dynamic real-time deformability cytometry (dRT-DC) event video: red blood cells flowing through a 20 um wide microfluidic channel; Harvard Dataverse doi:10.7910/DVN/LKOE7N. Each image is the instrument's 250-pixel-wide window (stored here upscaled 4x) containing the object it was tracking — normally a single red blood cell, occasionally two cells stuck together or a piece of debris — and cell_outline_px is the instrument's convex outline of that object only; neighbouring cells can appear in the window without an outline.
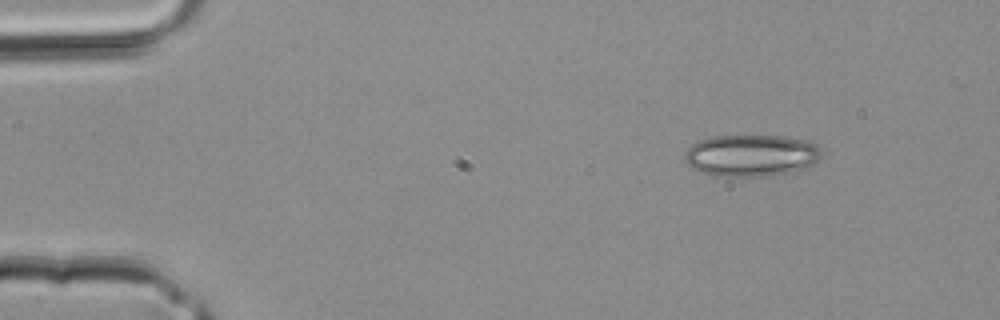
{"species": "common noctule bat (a hibernating species)", "species_latin": "Nyctalus noctula", "temperature_condition": "room temperature", "stored_images_in_passage": 37, "camera_frame_rate_fps": 3000, "um_per_image_px": 0.085, "animal": {"sex": "male", "body_mass_g": 20.4}, "frame": {"image": 1, "passage_image": 1, "time_ms": 0.0, "image_size_px": [1000, 320], "cell_outline_px": [[820, 156], [812, 164], [804, 168], [764, 176], [740, 180], [716, 176], [700, 172], [692, 168], [684, 160], [684, 152], [696, 140], [712, 136], [784, 136], [812, 140], [820, 148]], "centroid_in_image_um": [63.79, 13.23], "position_along_channel_um": 21.2, "area_um2": 34.1}}
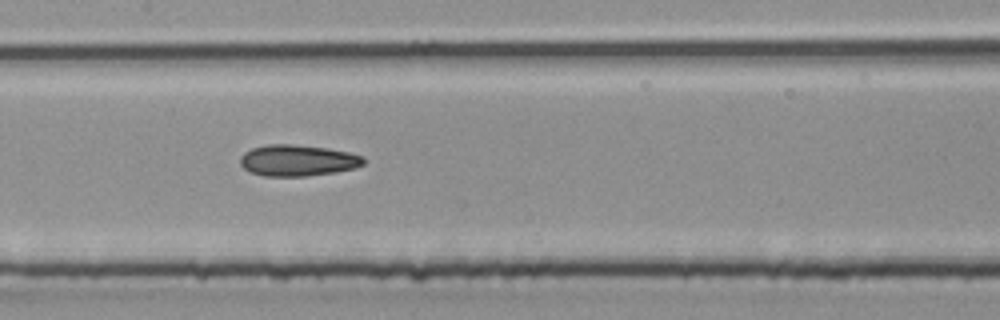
{"frame": {"image": 2, "passage_image": 16, "time_ms": 5.0, "image_size_px": [1000, 320], "cell_outline_px": [[364, 164], [356, 168], [336, 172], [304, 176], [264, 176], [252, 172], [244, 168], [240, 164], [240, 156], [244, 152], [252, 148], [268, 144], [292, 144], [328, 148], [348, 152], [364, 156]], "centroid_in_image_um": [25.31, 13.63], "position_along_channel_um": 182.1, "area_um2": 22.54}}
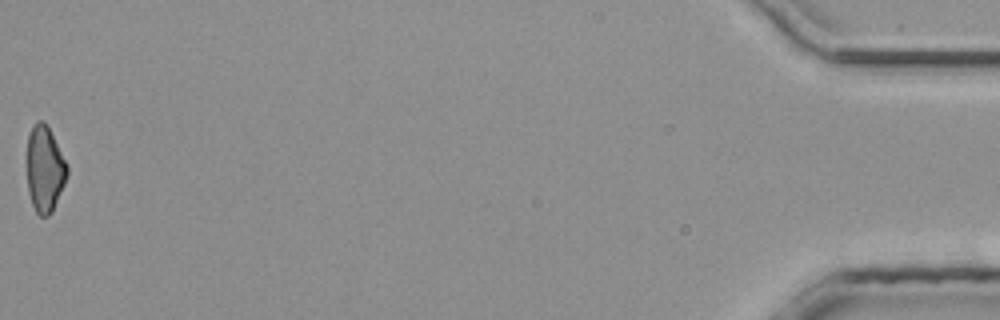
{"frame": {"image": 3, "passage_image": 37, "time_ms": 12.0, "image_size_px": [1000, 320], "cell_outline_px": [[68, 176], [52, 212], [48, 216], [40, 216], [36, 212], [32, 204], [28, 192], [28, 132], [32, 124], [36, 120], [44, 120], [68, 168]], "centroid_in_image_um": [3.79, 14.38], "position_along_channel_um": 431.4, "area_um2": 19.88}}